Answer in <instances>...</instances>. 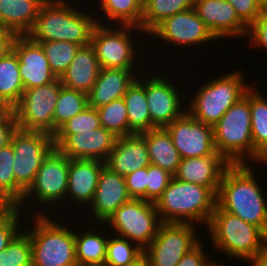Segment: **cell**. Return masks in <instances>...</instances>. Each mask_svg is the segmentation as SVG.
Returning a JSON list of instances; mask_svg holds the SVG:
<instances>
[{
	"label": "cell",
	"instance_id": "1",
	"mask_svg": "<svg viewBox=\"0 0 267 266\" xmlns=\"http://www.w3.org/2000/svg\"><path fill=\"white\" fill-rule=\"evenodd\" d=\"M252 168L248 163L231 164L227 168L219 185L216 205L259 227L267 235V196Z\"/></svg>",
	"mask_w": 267,
	"mask_h": 266
},
{
	"label": "cell",
	"instance_id": "2",
	"mask_svg": "<svg viewBox=\"0 0 267 266\" xmlns=\"http://www.w3.org/2000/svg\"><path fill=\"white\" fill-rule=\"evenodd\" d=\"M79 6L76 8L68 0H46L27 36L37 43L64 40L80 47L91 44L94 27L98 24L96 11L80 10L81 4Z\"/></svg>",
	"mask_w": 267,
	"mask_h": 266
},
{
	"label": "cell",
	"instance_id": "3",
	"mask_svg": "<svg viewBox=\"0 0 267 266\" xmlns=\"http://www.w3.org/2000/svg\"><path fill=\"white\" fill-rule=\"evenodd\" d=\"M216 199L209 188L172 177L155 206L162 223H203L207 226L215 210Z\"/></svg>",
	"mask_w": 267,
	"mask_h": 266
},
{
	"label": "cell",
	"instance_id": "4",
	"mask_svg": "<svg viewBox=\"0 0 267 266\" xmlns=\"http://www.w3.org/2000/svg\"><path fill=\"white\" fill-rule=\"evenodd\" d=\"M206 229L213 242L211 247L231 259L249 262L267 247V235L259 227L221 210L217 205Z\"/></svg>",
	"mask_w": 267,
	"mask_h": 266
},
{
	"label": "cell",
	"instance_id": "5",
	"mask_svg": "<svg viewBox=\"0 0 267 266\" xmlns=\"http://www.w3.org/2000/svg\"><path fill=\"white\" fill-rule=\"evenodd\" d=\"M50 214L51 216L34 213L32 224H27L26 227L33 226L27 229L24 227L31 241L32 266H76L73 223L63 225Z\"/></svg>",
	"mask_w": 267,
	"mask_h": 266
},
{
	"label": "cell",
	"instance_id": "6",
	"mask_svg": "<svg viewBox=\"0 0 267 266\" xmlns=\"http://www.w3.org/2000/svg\"><path fill=\"white\" fill-rule=\"evenodd\" d=\"M247 83V84H246ZM244 81V72L235 69L215 77L193 93L188 99L187 112L197 121L214 126L225 112L251 87Z\"/></svg>",
	"mask_w": 267,
	"mask_h": 266
},
{
	"label": "cell",
	"instance_id": "7",
	"mask_svg": "<svg viewBox=\"0 0 267 266\" xmlns=\"http://www.w3.org/2000/svg\"><path fill=\"white\" fill-rule=\"evenodd\" d=\"M214 144L231 164L254 163L250 88L213 126ZM248 158V159H247Z\"/></svg>",
	"mask_w": 267,
	"mask_h": 266
},
{
	"label": "cell",
	"instance_id": "8",
	"mask_svg": "<svg viewBox=\"0 0 267 266\" xmlns=\"http://www.w3.org/2000/svg\"><path fill=\"white\" fill-rule=\"evenodd\" d=\"M68 171L69 158L57 147H54L43 160L42 165L36 173L33 184L25 192L23 199L16 207L21 210L23 214H25V208L23 206L25 205V207L32 206L33 210H35L31 212V215H33V212L37 215H48L47 213H50V209L52 207H58L60 204H63V202L67 206V202L65 200L67 193ZM32 201H34L35 204L37 201L38 202L34 205ZM29 203L32 205H29ZM37 205L39 206L38 211H36V209H38ZM35 206L37 207L34 209ZM44 207H49L48 212L47 210L45 212L46 208Z\"/></svg>",
	"mask_w": 267,
	"mask_h": 266
},
{
	"label": "cell",
	"instance_id": "9",
	"mask_svg": "<svg viewBox=\"0 0 267 266\" xmlns=\"http://www.w3.org/2000/svg\"><path fill=\"white\" fill-rule=\"evenodd\" d=\"M140 32L144 34L142 29L133 26L97 24L91 36V45L95 49L100 68L140 69L139 64L145 63L138 60L137 54L141 48L139 41L135 44L134 40L135 34L138 33L140 36Z\"/></svg>",
	"mask_w": 267,
	"mask_h": 266
},
{
	"label": "cell",
	"instance_id": "10",
	"mask_svg": "<svg viewBox=\"0 0 267 266\" xmlns=\"http://www.w3.org/2000/svg\"><path fill=\"white\" fill-rule=\"evenodd\" d=\"M162 221L154 202L133 199L121 205L104 223V228L118 237L128 239L143 250L156 237ZM109 228H106V227ZM114 231H112L111 230Z\"/></svg>",
	"mask_w": 267,
	"mask_h": 266
},
{
	"label": "cell",
	"instance_id": "11",
	"mask_svg": "<svg viewBox=\"0 0 267 266\" xmlns=\"http://www.w3.org/2000/svg\"><path fill=\"white\" fill-rule=\"evenodd\" d=\"M10 143L14 153L15 182L26 192L33 184L43 160L55 147L53 135L17 128Z\"/></svg>",
	"mask_w": 267,
	"mask_h": 266
},
{
	"label": "cell",
	"instance_id": "12",
	"mask_svg": "<svg viewBox=\"0 0 267 266\" xmlns=\"http://www.w3.org/2000/svg\"><path fill=\"white\" fill-rule=\"evenodd\" d=\"M61 86L60 78H56L48 84L24 90L13 108L18 128L54 135L53 115Z\"/></svg>",
	"mask_w": 267,
	"mask_h": 266
},
{
	"label": "cell",
	"instance_id": "13",
	"mask_svg": "<svg viewBox=\"0 0 267 266\" xmlns=\"http://www.w3.org/2000/svg\"><path fill=\"white\" fill-rule=\"evenodd\" d=\"M195 226L162 223L156 237L143 251L150 266H176L182 257L201 241L199 233L196 234L198 226Z\"/></svg>",
	"mask_w": 267,
	"mask_h": 266
},
{
	"label": "cell",
	"instance_id": "14",
	"mask_svg": "<svg viewBox=\"0 0 267 266\" xmlns=\"http://www.w3.org/2000/svg\"><path fill=\"white\" fill-rule=\"evenodd\" d=\"M166 73L162 75V73L150 74L148 72L151 76L146 74V98L151 118V129L167 127L186 111L184 103L187 102L185 97L188 95H184L185 91L182 92L180 90L182 88H178L175 84L177 82H172Z\"/></svg>",
	"mask_w": 267,
	"mask_h": 266
},
{
	"label": "cell",
	"instance_id": "15",
	"mask_svg": "<svg viewBox=\"0 0 267 266\" xmlns=\"http://www.w3.org/2000/svg\"><path fill=\"white\" fill-rule=\"evenodd\" d=\"M147 37H153L152 41L161 40L162 44L174 45V48L191 46H198L203 44H210L209 42L217 41L216 37L206 27L205 23L199 18L197 12L192 7L184 12L177 13L164 19L159 23ZM156 38H159L158 40ZM156 39V41H155Z\"/></svg>",
	"mask_w": 267,
	"mask_h": 266
},
{
	"label": "cell",
	"instance_id": "16",
	"mask_svg": "<svg viewBox=\"0 0 267 266\" xmlns=\"http://www.w3.org/2000/svg\"><path fill=\"white\" fill-rule=\"evenodd\" d=\"M165 129L182 159L211 156L217 152L213 127L195 120L187 110Z\"/></svg>",
	"mask_w": 267,
	"mask_h": 266
},
{
	"label": "cell",
	"instance_id": "17",
	"mask_svg": "<svg viewBox=\"0 0 267 266\" xmlns=\"http://www.w3.org/2000/svg\"><path fill=\"white\" fill-rule=\"evenodd\" d=\"M117 136L103 126L76 134H54V145L69 159L105 162L115 146Z\"/></svg>",
	"mask_w": 267,
	"mask_h": 266
},
{
	"label": "cell",
	"instance_id": "18",
	"mask_svg": "<svg viewBox=\"0 0 267 266\" xmlns=\"http://www.w3.org/2000/svg\"><path fill=\"white\" fill-rule=\"evenodd\" d=\"M11 49L19 60L24 90L48 84L57 78L50 69L41 45L27 35H16Z\"/></svg>",
	"mask_w": 267,
	"mask_h": 266
},
{
	"label": "cell",
	"instance_id": "19",
	"mask_svg": "<svg viewBox=\"0 0 267 266\" xmlns=\"http://www.w3.org/2000/svg\"><path fill=\"white\" fill-rule=\"evenodd\" d=\"M130 199L125 178L104 165L99 176L93 201L87 210L91 212L86 214L91 215L92 219H94V221H90L91 225L95 226L92 222L96 223V225L100 223L98 225H100L99 230H101V225Z\"/></svg>",
	"mask_w": 267,
	"mask_h": 266
},
{
	"label": "cell",
	"instance_id": "20",
	"mask_svg": "<svg viewBox=\"0 0 267 266\" xmlns=\"http://www.w3.org/2000/svg\"><path fill=\"white\" fill-rule=\"evenodd\" d=\"M193 8L217 40L246 38L248 27L227 0H196Z\"/></svg>",
	"mask_w": 267,
	"mask_h": 266
},
{
	"label": "cell",
	"instance_id": "21",
	"mask_svg": "<svg viewBox=\"0 0 267 266\" xmlns=\"http://www.w3.org/2000/svg\"><path fill=\"white\" fill-rule=\"evenodd\" d=\"M230 165L218 152L211 156L185 158L181 160L173 177L207 187L217 196L223 175Z\"/></svg>",
	"mask_w": 267,
	"mask_h": 266
},
{
	"label": "cell",
	"instance_id": "22",
	"mask_svg": "<svg viewBox=\"0 0 267 266\" xmlns=\"http://www.w3.org/2000/svg\"><path fill=\"white\" fill-rule=\"evenodd\" d=\"M104 165L105 162L99 160L69 159L66 193L68 206L74 202L73 206L79 204L83 208L87 205L85 209H88L93 201Z\"/></svg>",
	"mask_w": 267,
	"mask_h": 266
},
{
	"label": "cell",
	"instance_id": "23",
	"mask_svg": "<svg viewBox=\"0 0 267 266\" xmlns=\"http://www.w3.org/2000/svg\"><path fill=\"white\" fill-rule=\"evenodd\" d=\"M147 143L141 134L119 136L105 166L120 176L150 165Z\"/></svg>",
	"mask_w": 267,
	"mask_h": 266
},
{
	"label": "cell",
	"instance_id": "24",
	"mask_svg": "<svg viewBox=\"0 0 267 266\" xmlns=\"http://www.w3.org/2000/svg\"><path fill=\"white\" fill-rule=\"evenodd\" d=\"M140 71L101 68L96 82L87 94L88 106L97 109L113 100L123 98L128 87L135 81Z\"/></svg>",
	"mask_w": 267,
	"mask_h": 266
},
{
	"label": "cell",
	"instance_id": "25",
	"mask_svg": "<svg viewBox=\"0 0 267 266\" xmlns=\"http://www.w3.org/2000/svg\"><path fill=\"white\" fill-rule=\"evenodd\" d=\"M94 47L81 46L65 73L60 77L63 87L88 94L100 71Z\"/></svg>",
	"mask_w": 267,
	"mask_h": 266
},
{
	"label": "cell",
	"instance_id": "26",
	"mask_svg": "<svg viewBox=\"0 0 267 266\" xmlns=\"http://www.w3.org/2000/svg\"><path fill=\"white\" fill-rule=\"evenodd\" d=\"M46 0H0V27L27 35Z\"/></svg>",
	"mask_w": 267,
	"mask_h": 266
},
{
	"label": "cell",
	"instance_id": "27",
	"mask_svg": "<svg viewBox=\"0 0 267 266\" xmlns=\"http://www.w3.org/2000/svg\"><path fill=\"white\" fill-rule=\"evenodd\" d=\"M146 143L150 163L174 175L181 163V156L165 128H154L140 133Z\"/></svg>",
	"mask_w": 267,
	"mask_h": 266
},
{
	"label": "cell",
	"instance_id": "28",
	"mask_svg": "<svg viewBox=\"0 0 267 266\" xmlns=\"http://www.w3.org/2000/svg\"><path fill=\"white\" fill-rule=\"evenodd\" d=\"M143 73L138 75L123 96L129 128L138 134L151 130V118L146 98V75Z\"/></svg>",
	"mask_w": 267,
	"mask_h": 266
},
{
	"label": "cell",
	"instance_id": "29",
	"mask_svg": "<svg viewBox=\"0 0 267 266\" xmlns=\"http://www.w3.org/2000/svg\"><path fill=\"white\" fill-rule=\"evenodd\" d=\"M97 6L96 11L101 9L99 11L103 12L96 15L98 24L116 26L119 24V26H133L141 29L143 0H102ZM103 14L106 16V21L108 19V23L104 20L105 17H100Z\"/></svg>",
	"mask_w": 267,
	"mask_h": 266
},
{
	"label": "cell",
	"instance_id": "30",
	"mask_svg": "<svg viewBox=\"0 0 267 266\" xmlns=\"http://www.w3.org/2000/svg\"><path fill=\"white\" fill-rule=\"evenodd\" d=\"M250 87L251 133L254 145V162L267 165V99Z\"/></svg>",
	"mask_w": 267,
	"mask_h": 266
},
{
	"label": "cell",
	"instance_id": "31",
	"mask_svg": "<svg viewBox=\"0 0 267 266\" xmlns=\"http://www.w3.org/2000/svg\"><path fill=\"white\" fill-rule=\"evenodd\" d=\"M23 92L19 60L11 49L0 59V108L13 109L20 101Z\"/></svg>",
	"mask_w": 267,
	"mask_h": 266
},
{
	"label": "cell",
	"instance_id": "32",
	"mask_svg": "<svg viewBox=\"0 0 267 266\" xmlns=\"http://www.w3.org/2000/svg\"><path fill=\"white\" fill-rule=\"evenodd\" d=\"M75 230V251L77 264L104 265L109 235L98 229ZM97 231V232H96ZM99 232V233H98ZM104 235H103V234ZM102 234V236H101ZM105 236V237H104ZM108 236V237H107Z\"/></svg>",
	"mask_w": 267,
	"mask_h": 266
},
{
	"label": "cell",
	"instance_id": "33",
	"mask_svg": "<svg viewBox=\"0 0 267 266\" xmlns=\"http://www.w3.org/2000/svg\"><path fill=\"white\" fill-rule=\"evenodd\" d=\"M192 7V0H143L141 29L147 38V35L164 19Z\"/></svg>",
	"mask_w": 267,
	"mask_h": 266
},
{
	"label": "cell",
	"instance_id": "34",
	"mask_svg": "<svg viewBox=\"0 0 267 266\" xmlns=\"http://www.w3.org/2000/svg\"><path fill=\"white\" fill-rule=\"evenodd\" d=\"M13 161V148L9 143L0 149V201L16 207L23 199L25 191L15 182Z\"/></svg>",
	"mask_w": 267,
	"mask_h": 266
},
{
	"label": "cell",
	"instance_id": "35",
	"mask_svg": "<svg viewBox=\"0 0 267 266\" xmlns=\"http://www.w3.org/2000/svg\"><path fill=\"white\" fill-rule=\"evenodd\" d=\"M87 106V94L61 86L53 115L54 134L65 122Z\"/></svg>",
	"mask_w": 267,
	"mask_h": 266
},
{
	"label": "cell",
	"instance_id": "36",
	"mask_svg": "<svg viewBox=\"0 0 267 266\" xmlns=\"http://www.w3.org/2000/svg\"><path fill=\"white\" fill-rule=\"evenodd\" d=\"M38 43L47 57L51 71L57 78L65 73L80 48L78 44L64 40Z\"/></svg>",
	"mask_w": 267,
	"mask_h": 266
},
{
	"label": "cell",
	"instance_id": "37",
	"mask_svg": "<svg viewBox=\"0 0 267 266\" xmlns=\"http://www.w3.org/2000/svg\"><path fill=\"white\" fill-rule=\"evenodd\" d=\"M100 124L117 137L135 134L128 125L127 108L123 98L97 108Z\"/></svg>",
	"mask_w": 267,
	"mask_h": 266
},
{
	"label": "cell",
	"instance_id": "38",
	"mask_svg": "<svg viewBox=\"0 0 267 266\" xmlns=\"http://www.w3.org/2000/svg\"><path fill=\"white\" fill-rule=\"evenodd\" d=\"M111 235L107 242L105 266H126L143 255L144 250L136 243Z\"/></svg>",
	"mask_w": 267,
	"mask_h": 266
},
{
	"label": "cell",
	"instance_id": "39",
	"mask_svg": "<svg viewBox=\"0 0 267 266\" xmlns=\"http://www.w3.org/2000/svg\"><path fill=\"white\" fill-rule=\"evenodd\" d=\"M22 230L8 247L0 252V266H32L30 237L24 228Z\"/></svg>",
	"mask_w": 267,
	"mask_h": 266
},
{
	"label": "cell",
	"instance_id": "40",
	"mask_svg": "<svg viewBox=\"0 0 267 266\" xmlns=\"http://www.w3.org/2000/svg\"><path fill=\"white\" fill-rule=\"evenodd\" d=\"M100 117L96 108L87 106L65 122L55 134H76L99 128Z\"/></svg>",
	"mask_w": 267,
	"mask_h": 266
},
{
	"label": "cell",
	"instance_id": "41",
	"mask_svg": "<svg viewBox=\"0 0 267 266\" xmlns=\"http://www.w3.org/2000/svg\"><path fill=\"white\" fill-rule=\"evenodd\" d=\"M21 219L24 220L23 214L17 207H10L0 217V252L6 249L15 236L24 228L23 224H20Z\"/></svg>",
	"mask_w": 267,
	"mask_h": 266
},
{
	"label": "cell",
	"instance_id": "42",
	"mask_svg": "<svg viewBox=\"0 0 267 266\" xmlns=\"http://www.w3.org/2000/svg\"><path fill=\"white\" fill-rule=\"evenodd\" d=\"M173 177L161 167L150 164L147 167V201L156 202Z\"/></svg>",
	"mask_w": 267,
	"mask_h": 266
},
{
	"label": "cell",
	"instance_id": "43",
	"mask_svg": "<svg viewBox=\"0 0 267 266\" xmlns=\"http://www.w3.org/2000/svg\"><path fill=\"white\" fill-rule=\"evenodd\" d=\"M124 178L129 196L147 201V167L135 170Z\"/></svg>",
	"mask_w": 267,
	"mask_h": 266
},
{
	"label": "cell",
	"instance_id": "44",
	"mask_svg": "<svg viewBox=\"0 0 267 266\" xmlns=\"http://www.w3.org/2000/svg\"><path fill=\"white\" fill-rule=\"evenodd\" d=\"M249 46L264 48L267 53V10H263L260 16L248 27L246 36Z\"/></svg>",
	"mask_w": 267,
	"mask_h": 266
},
{
	"label": "cell",
	"instance_id": "45",
	"mask_svg": "<svg viewBox=\"0 0 267 266\" xmlns=\"http://www.w3.org/2000/svg\"><path fill=\"white\" fill-rule=\"evenodd\" d=\"M233 6L239 19L249 27L261 14L263 9L256 0H227Z\"/></svg>",
	"mask_w": 267,
	"mask_h": 266
},
{
	"label": "cell",
	"instance_id": "46",
	"mask_svg": "<svg viewBox=\"0 0 267 266\" xmlns=\"http://www.w3.org/2000/svg\"><path fill=\"white\" fill-rule=\"evenodd\" d=\"M17 128L14 110L0 108V149L10 143L11 137Z\"/></svg>",
	"mask_w": 267,
	"mask_h": 266
},
{
	"label": "cell",
	"instance_id": "47",
	"mask_svg": "<svg viewBox=\"0 0 267 266\" xmlns=\"http://www.w3.org/2000/svg\"><path fill=\"white\" fill-rule=\"evenodd\" d=\"M200 241L195 247L188 251L176 266H211L214 260H210Z\"/></svg>",
	"mask_w": 267,
	"mask_h": 266
},
{
	"label": "cell",
	"instance_id": "48",
	"mask_svg": "<svg viewBox=\"0 0 267 266\" xmlns=\"http://www.w3.org/2000/svg\"><path fill=\"white\" fill-rule=\"evenodd\" d=\"M15 34L7 29L0 28V59L11 50Z\"/></svg>",
	"mask_w": 267,
	"mask_h": 266
},
{
	"label": "cell",
	"instance_id": "49",
	"mask_svg": "<svg viewBox=\"0 0 267 266\" xmlns=\"http://www.w3.org/2000/svg\"><path fill=\"white\" fill-rule=\"evenodd\" d=\"M248 263L252 266H267V247L256 259L250 260Z\"/></svg>",
	"mask_w": 267,
	"mask_h": 266
},
{
	"label": "cell",
	"instance_id": "50",
	"mask_svg": "<svg viewBox=\"0 0 267 266\" xmlns=\"http://www.w3.org/2000/svg\"><path fill=\"white\" fill-rule=\"evenodd\" d=\"M126 266H150L148 258L143 254L136 261Z\"/></svg>",
	"mask_w": 267,
	"mask_h": 266
},
{
	"label": "cell",
	"instance_id": "51",
	"mask_svg": "<svg viewBox=\"0 0 267 266\" xmlns=\"http://www.w3.org/2000/svg\"><path fill=\"white\" fill-rule=\"evenodd\" d=\"M11 206L6 203L0 201V217L10 208Z\"/></svg>",
	"mask_w": 267,
	"mask_h": 266
},
{
	"label": "cell",
	"instance_id": "52",
	"mask_svg": "<svg viewBox=\"0 0 267 266\" xmlns=\"http://www.w3.org/2000/svg\"><path fill=\"white\" fill-rule=\"evenodd\" d=\"M263 10H267V0H256Z\"/></svg>",
	"mask_w": 267,
	"mask_h": 266
},
{
	"label": "cell",
	"instance_id": "53",
	"mask_svg": "<svg viewBox=\"0 0 267 266\" xmlns=\"http://www.w3.org/2000/svg\"><path fill=\"white\" fill-rule=\"evenodd\" d=\"M76 266H105V265H95V264H77Z\"/></svg>",
	"mask_w": 267,
	"mask_h": 266
},
{
	"label": "cell",
	"instance_id": "54",
	"mask_svg": "<svg viewBox=\"0 0 267 266\" xmlns=\"http://www.w3.org/2000/svg\"><path fill=\"white\" fill-rule=\"evenodd\" d=\"M211 266H221V264L220 263H216V262H214Z\"/></svg>",
	"mask_w": 267,
	"mask_h": 266
},
{
	"label": "cell",
	"instance_id": "55",
	"mask_svg": "<svg viewBox=\"0 0 267 266\" xmlns=\"http://www.w3.org/2000/svg\"><path fill=\"white\" fill-rule=\"evenodd\" d=\"M102 0H96V2L98 3H95L93 6H95L96 4L98 5Z\"/></svg>",
	"mask_w": 267,
	"mask_h": 266
}]
</instances>
